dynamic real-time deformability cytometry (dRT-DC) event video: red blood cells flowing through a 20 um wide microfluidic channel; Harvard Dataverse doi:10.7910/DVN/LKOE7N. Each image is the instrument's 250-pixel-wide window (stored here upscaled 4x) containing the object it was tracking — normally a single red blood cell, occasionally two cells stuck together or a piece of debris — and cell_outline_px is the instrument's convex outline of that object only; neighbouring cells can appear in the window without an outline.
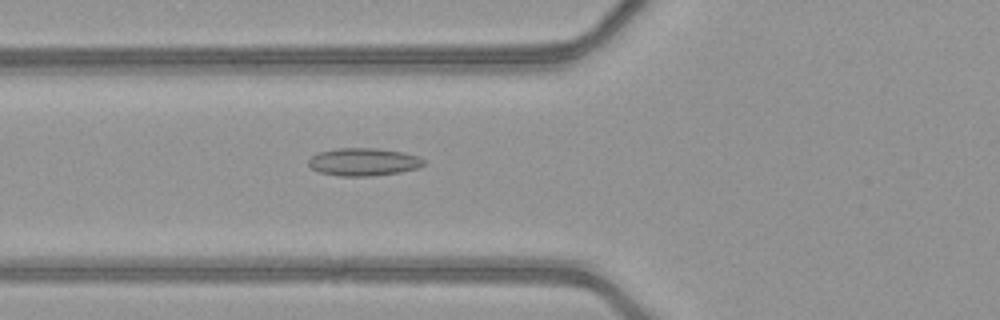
{"species": "common noctule bat (a hibernating species)", "species_latin": "Nyctalus noctula", "temperature_condition": "warm", "stored_images_in_passage": 52, "camera_frame_rate_fps": 3000, "um_per_image_px": 0.085, "animal": {"sex": "female", "body_mass_g": 21.9}, "frame": {"image": 1, "passage_image": 21, "time_ms": 6.667, "image_size_px": [1000, 320], "cell_outline_px": [[424, 164], [420, 168], [400, 172], [372, 176], [340, 176], [320, 172], [312, 168], [308, 164], [308, 160], [312, 156], [320, 152], [336, 148], [376, 148], [404, 152], [420, 156], [424, 160]], "centroid_in_image_um": [30.94, 13.76], "position_along_channel_um": 94.9, "area_um2": 18.73}}
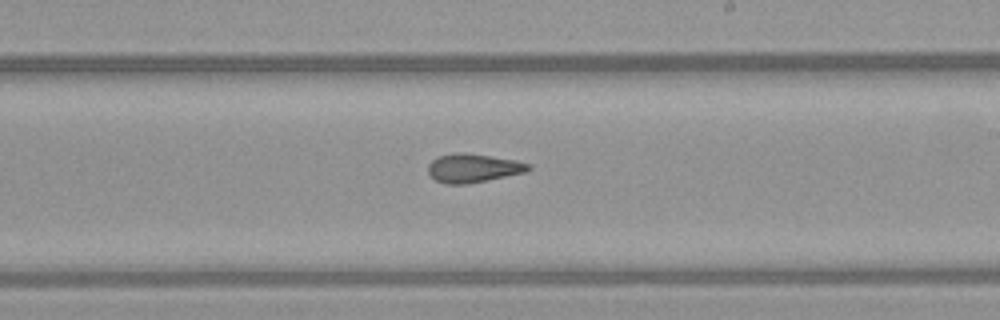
{"frame": {"image": 2, "passage_image": 32, "time_ms": 10.333, "image_size_px": [1000, 320], "cell_outline_px": [[532, 168], [528, 172], [464, 184], [444, 184], [436, 180], [428, 172], [428, 164], [436, 156], [456, 152], [464, 152], [516, 160], [532, 164]], "centroid_in_image_um": [40.23, 14.27], "position_along_channel_um": 248.8, "area_um2": 16.88}}
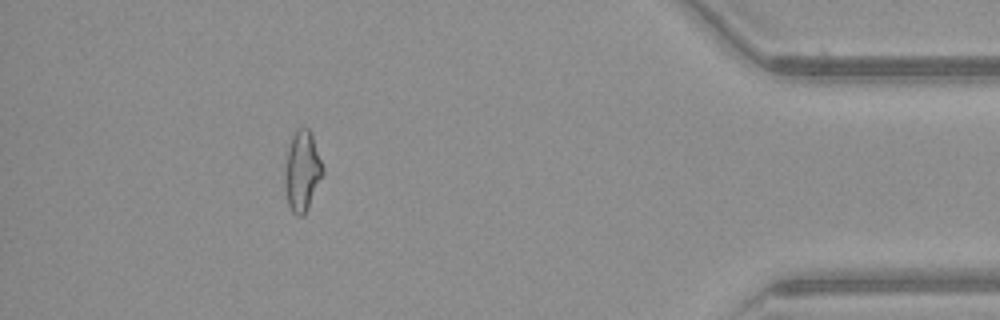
{"frame": {"image": 3, "passage_image": 47, "time_ms": 15.333, "image_size_px": [1000, 320], "cell_outline_px": [[324, 176], [308, 208], [300, 216], [296, 216], [292, 212], [288, 204], [284, 184], [284, 176], [288, 148], [292, 136], [300, 128], [308, 128], [312, 136], [324, 168]], "centroid_in_image_um": [25.7, 14.58], "position_along_channel_um": 409.5, "area_um2": 17.69}, "authors_computed_cell_mechanics": {"area_um2": 18.207, "velocity_mm_per_s": 4.1739, "shape_relaxation_time_tau1_ms": null, "shape_relaxation_time_tau2_ms": 2.4737, "deformation_change_tau1": null, "deformation_change_tau2": 0.1051}}